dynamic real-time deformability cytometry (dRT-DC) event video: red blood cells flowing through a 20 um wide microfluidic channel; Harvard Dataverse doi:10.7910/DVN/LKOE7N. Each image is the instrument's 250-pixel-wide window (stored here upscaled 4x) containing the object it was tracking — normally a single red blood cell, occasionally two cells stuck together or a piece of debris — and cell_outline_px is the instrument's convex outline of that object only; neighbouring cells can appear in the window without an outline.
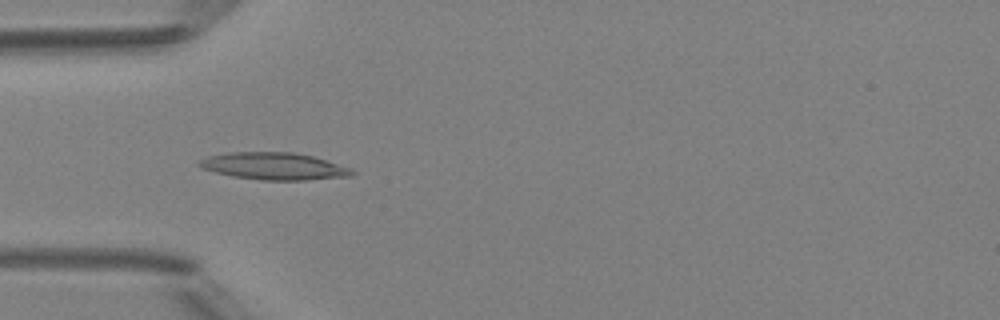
{"species": "Egyptian fruit bat (a non-hibernating species)", "species_latin": "Rousettus aegyptiacus", "temperature_condition": "room temperature", "stored_images_in_passage": 7, "camera_frame_rate_fps": 3000, "um_per_image_px": 0.085, "animal": {"sex": "female"}, "frame": {"image": 1, "passage_image": 3, "time_ms": 2.333, "image_size_px": [1000, 320], "cell_outline_px": [[356, 172], [352, 176], [304, 180], [260, 180], [232, 176], [200, 168], [196, 164], [200, 160], [208, 156], [228, 152], [292, 152], [312, 156], [352, 168]], "centroid_in_image_um": [23.28, 14.12], "position_along_channel_um": 61.7, "area_um2": 24.22}}
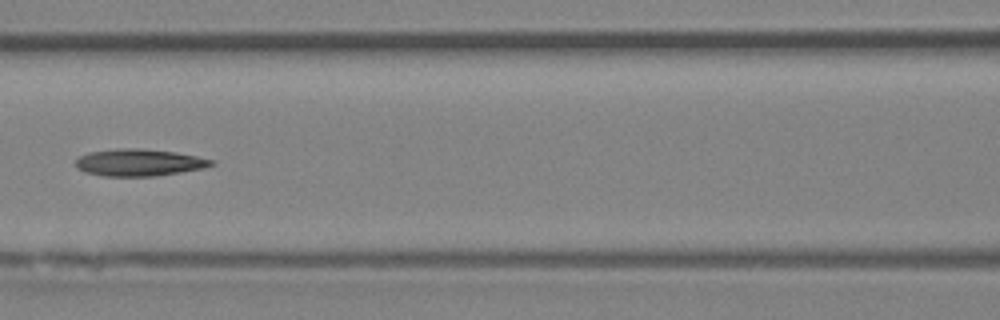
{"frame": {"image": 2, "passage_image": 5, "time_ms": 4.667, "image_size_px": [1000, 320], "cell_outline_px": [[216, 164], [204, 168], [180, 172], [152, 176], [104, 176], [84, 172], [76, 168], [76, 160], [80, 156], [88, 152], [116, 148], [140, 148], [176, 152], [216, 160]], "centroid_in_image_um": [11.83, 13.8], "position_along_channel_um": 154.8, "area_um2": 21.5}}
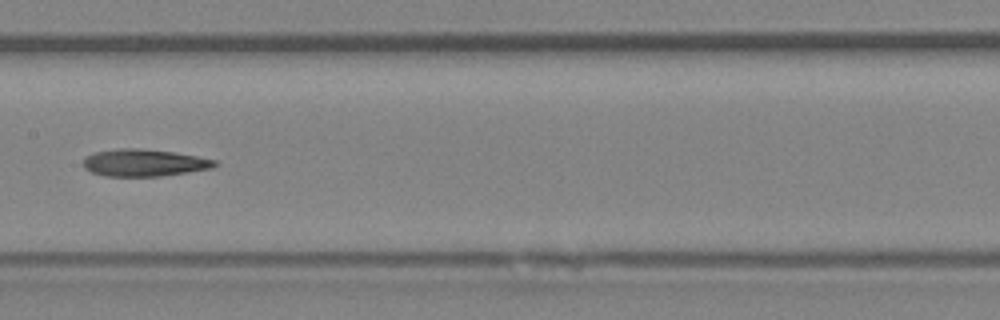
{"frame": {"image": 3, "passage_image": 6, "time_ms": 5.667, "image_size_px": [1000, 320], "cell_outline_px": [[216, 164], [212, 168], [188, 172], [160, 176], [104, 176], [92, 172], [84, 168], [84, 160], [92, 152], [116, 148], [140, 148], [172, 152], [196, 156], [216, 160]], "centroid_in_image_um": [12.22, 13.83], "position_along_channel_um": 195.2, "area_um2": 20.69}}